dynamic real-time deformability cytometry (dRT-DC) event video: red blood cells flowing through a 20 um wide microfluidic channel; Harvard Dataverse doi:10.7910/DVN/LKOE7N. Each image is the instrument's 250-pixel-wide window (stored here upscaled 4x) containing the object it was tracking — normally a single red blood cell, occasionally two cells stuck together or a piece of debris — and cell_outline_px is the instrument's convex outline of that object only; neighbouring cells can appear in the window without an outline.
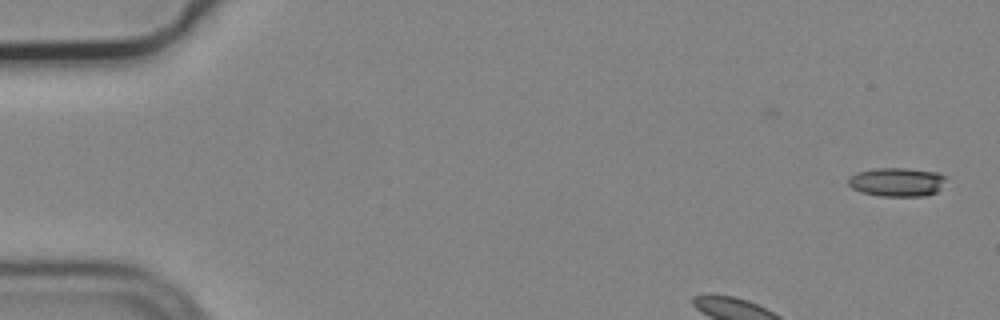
{"species": "common noctule bat (a hibernating species)", "species_latin": "Nyctalus noctula", "temperature_condition": "cold", "stored_images_in_passage": 51, "camera_frame_rate_fps": 3000, "um_per_image_px": 0.085, "animal": {"sex": "male", "body_mass_g": 19.2, "forearm_length_mm": 51.8}, "frame": {"image": 1, "passage_image": 1, "time_ms": 0.0, "image_size_px": [1000, 320], "cell_outline_px": [[948, 176], [940, 188], [936, 192], [924, 196], [880, 196], [860, 192], [852, 188], [848, 184], [848, 176], [856, 172], [876, 168], [904, 168], [940, 172]], "centroid_in_image_um": [76.24, 15.46], "position_along_channel_um": 8.8, "area_um2": 16.65}}
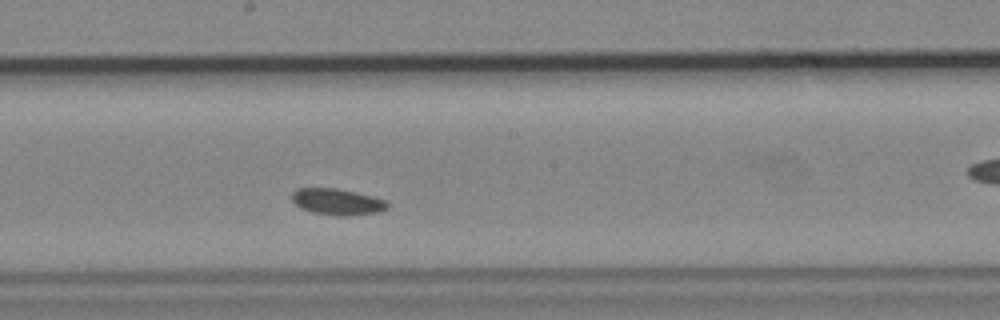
{"frame": {"image": 2, "passage_image": 25, "time_ms": 8.0, "image_size_px": [1000, 320], "cell_outline_px": [[388, 208], [376, 212], [348, 216], [336, 216], [312, 212], [300, 208], [292, 200], [292, 192], [296, 188], [336, 188], [372, 196], [388, 200]], "centroid_in_image_um": [28.66, 17.15], "position_along_channel_um": 219.5, "area_um2": 14.68}}
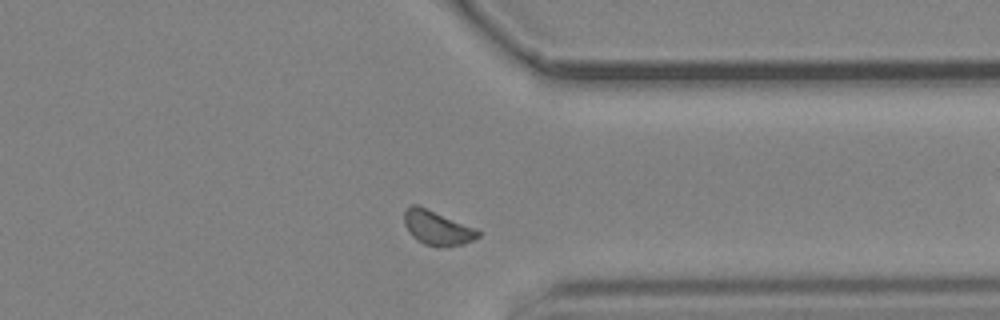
{"frame": {"image": 3, "passage_image": 38, "time_ms": 12.333, "image_size_px": [1000, 320], "cell_outline_px": [[480, 236], [464, 244], [436, 248], [424, 244], [412, 236], [408, 232], [404, 224], [404, 212], [412, 204], [416, 204], [476, 228], [480, 232]], "centroid_in_image_um": [37.16, 19.39], "position_along_channel_um": 374.2, "area_um2": 14.8}}